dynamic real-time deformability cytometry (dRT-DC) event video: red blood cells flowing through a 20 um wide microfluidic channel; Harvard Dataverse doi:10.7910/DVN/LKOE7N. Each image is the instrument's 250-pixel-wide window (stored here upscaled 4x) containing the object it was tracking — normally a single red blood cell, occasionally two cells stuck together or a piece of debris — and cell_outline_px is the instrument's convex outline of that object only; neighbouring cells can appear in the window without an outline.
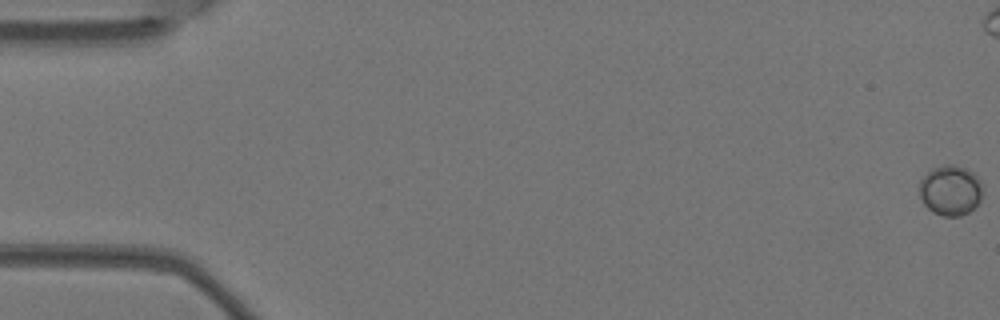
{"species": "Egyptian fruit bat (a non-hibernating species)", "species_latin": "Rousettus aegyptiacus", "temperature_condition": "warm", "stored_images_in_passage": 7, "camera_frame_rate_fps": 3000, "um_per_image_px": 0.085, "animal": {"sex": "female"}, "frame": {"image": 1, "passage_image": 1, "time_ms": 0.0, "image_size_px": [1000, 320], "cell_outline_px": [[984, 192], [980, 200], [968, 212], [960, 216], [944, 216], [932, 212], [920, 200], [920, 180], [932, 168], [944, 164], [952, 164], [964, 168], [972, 172], [980, 180]], "centroid_in_image_um": [80.78, 16.18], "position_along_channel_um": 4.2, "area_um2": 18.55}}